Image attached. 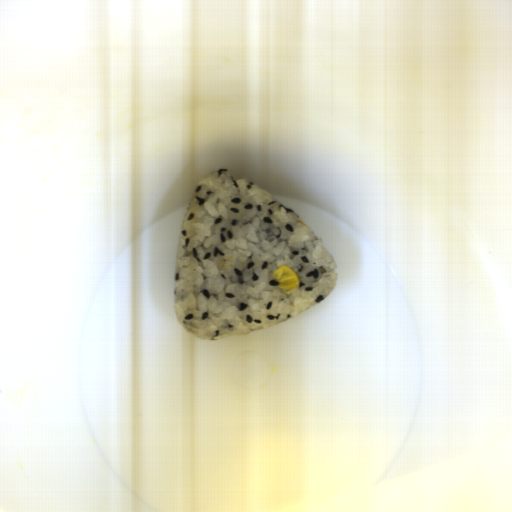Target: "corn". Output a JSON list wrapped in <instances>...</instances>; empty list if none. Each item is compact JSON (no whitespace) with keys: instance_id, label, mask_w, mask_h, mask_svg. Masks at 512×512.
Segmentation results:
<instances>
[{"instance_id":"1","label":"corn","mask_w":512,"mask_h":512,"mask_svg":"<svg viewBox=\"0 0 512 512\" xmlns=\"http://www.w3.org/2000/svg\"><path fill=\"white\" fill-rule=\"evenodd\" d=\"M271 277L278 281V288L291 291L298 287L299 279L293 268L289 266H281L271 273Z\"/></svg>"}]
</instances>
